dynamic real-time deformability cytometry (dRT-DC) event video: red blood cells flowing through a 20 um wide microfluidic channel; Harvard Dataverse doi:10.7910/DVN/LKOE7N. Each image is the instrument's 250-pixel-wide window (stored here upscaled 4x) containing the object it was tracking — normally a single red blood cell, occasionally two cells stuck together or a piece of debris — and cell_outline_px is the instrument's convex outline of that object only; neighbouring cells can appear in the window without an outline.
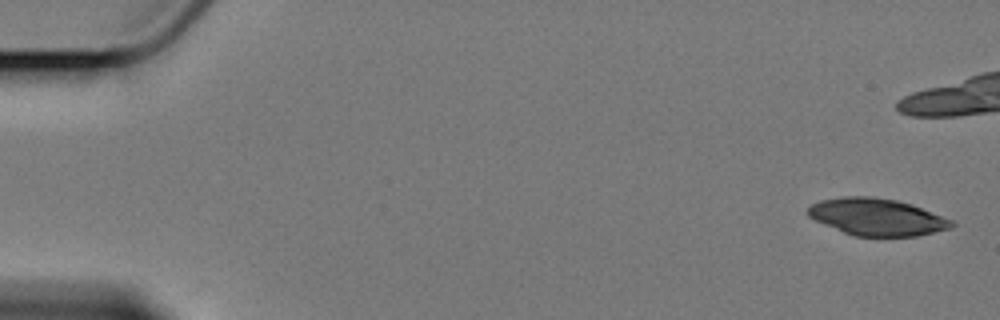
{"species": "Egyptian fruit bat (a non-hibernating species)", "species_latin": "Rousettus aegyptiacus", "temperature_condition": "cold", "stored_images_in_passage": 8, "camera_frame_rate_fps": 3000, "um_per_image_px": 0.085, "animal": {"sex": "female"}, "frame": {"image": 1, "passage_image": 1, "time_ms": 0.0, "image_size_px": [1000, 320], "cell_outline_px": [[956, 224], [948, 228], [916, 236], [856, 236], [844, 232], [824, 224], [808, 216], [808, 208], [812, 204], [820, 200], [844, 196], [872, 196], [896, 200], [912, 204], [952, 220]], "centroid_in_image_um": [74.52, 18.43], "position_along_channel_um": 10.5, "area_um2": 30.69}}
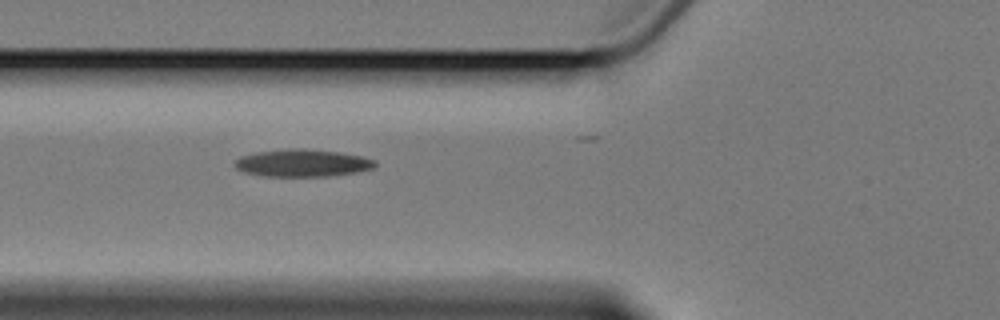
{"frame": {"image": 2, "passage_image": 8, "time_ms": 9.0, "image_size_px": [1000, 320], "cell_outline_px": [[376, 164], [372, 168], [356, 172], [328, 176], [264, 176], [244, 172], [236, 168], [232, 164], [240, 156], [256, 152], [288, 148], [304, 148], [340, 152], [360, 156], [376, 160]], "centroid_in_image_um": [25.67, 13.85], "position_along_channel_um": 100.1, "area_um2": 22.43}}